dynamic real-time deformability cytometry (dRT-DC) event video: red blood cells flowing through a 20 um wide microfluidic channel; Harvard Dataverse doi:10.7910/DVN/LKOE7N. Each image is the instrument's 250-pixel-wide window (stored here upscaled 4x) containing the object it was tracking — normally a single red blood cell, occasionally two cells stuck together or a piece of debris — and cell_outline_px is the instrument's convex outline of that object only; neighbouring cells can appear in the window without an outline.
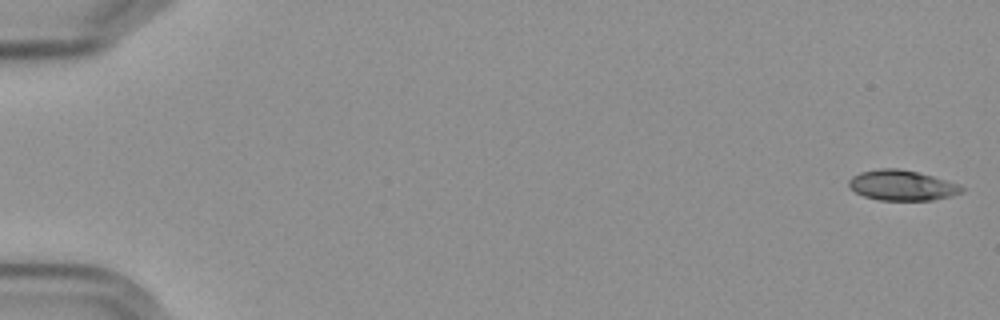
{"species": "Egyptian fruit bat (a non-hibernating species)", "species_latin": "Rousettus aegyptiacus", "temperature_condition": "cold", "stored_images_in_passage": 14, "camera_frame_rate_fps": 3000, "um_per_image_px": 0.085, "frame": {"image": 1, "passage_image": 1, "time_ms": 0.0, "image_size_px": [1000, 320], "cell_outline_px": [[964, 192], [932, 200], [880, 200], [864, 196], [856, 192], [848, 184], [848, 180], [852, 176], [860, 172], [880, 168], [900, 168], [932, 176], [960, 184], [964, 188]], "centroid_in_image_um": [76.66, 15.75], "position_along_channel_um": 8.3, "area_um2": 19.83}}